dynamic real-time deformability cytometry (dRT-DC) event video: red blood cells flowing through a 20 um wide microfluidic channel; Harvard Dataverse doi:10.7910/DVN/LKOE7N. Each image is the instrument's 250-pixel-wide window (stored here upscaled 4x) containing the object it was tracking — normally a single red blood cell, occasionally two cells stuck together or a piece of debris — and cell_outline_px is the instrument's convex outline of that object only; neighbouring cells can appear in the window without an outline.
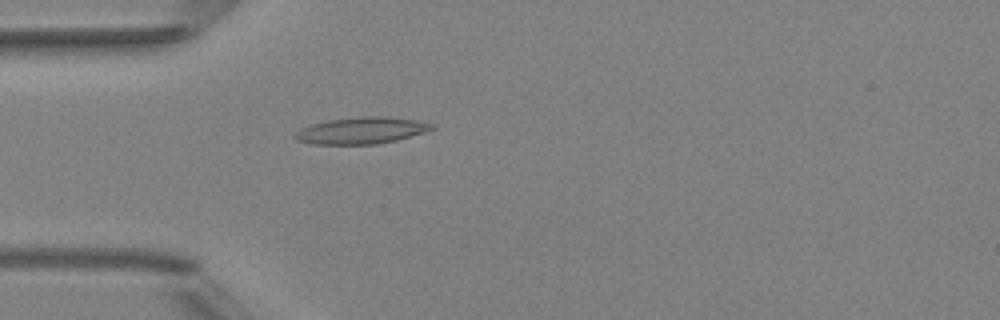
{"species": "Egyptian fruit bat (a non-hibernating species)", "species_latin": "Rousettus aegyptiacus", "temperature_condition": "room temperature", "stored_images_in_passage": 2, "camera_frame_rate_fps": 3000, "um_per_image_px": 0.085, "animal": {"sex": "female"}, "frame": {"image": 1, "passage_image": 2, "time_ms": 1.0, "image_size_px": [1000, 320], "cell_outline_px": [[436, 128], [424, 132], [396, 140], [376, 144], [312, 144], [296, 140], [292, 136], [300, 128], [312, 124], [328, 120], [360, 116], [380, 116], [412, 120], [436, 124]], "centroid_in_image_um": [30.68, 11.09], "position_along_channel_um": 54.3, "area_um2": 21.15}}